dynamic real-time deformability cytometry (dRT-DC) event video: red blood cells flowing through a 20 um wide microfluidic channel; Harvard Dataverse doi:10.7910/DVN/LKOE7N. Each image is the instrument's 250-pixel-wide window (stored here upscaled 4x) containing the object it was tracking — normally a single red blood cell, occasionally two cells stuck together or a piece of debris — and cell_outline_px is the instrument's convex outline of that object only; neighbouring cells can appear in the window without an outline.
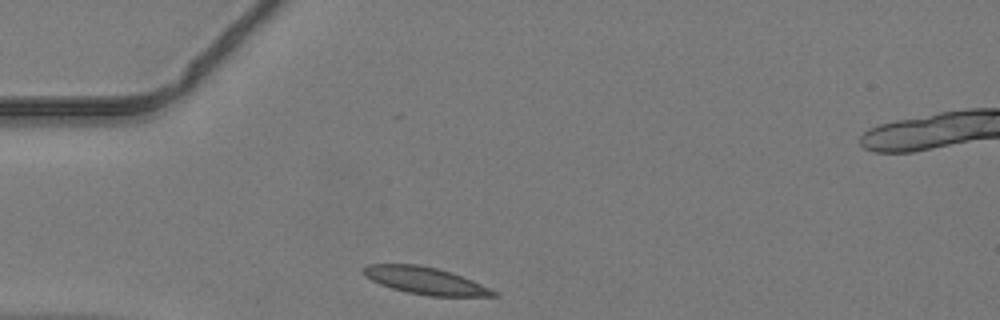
{"species": "common noctule bat (a hibernating species)", "species_latin": "Nyctalus noctula", "temperature_condition": "warm", "stored_images_in_passage": 35, "camera_frame_rate_fps": 3000, "um_per_image_px": 0.085, "animal": {"sex": "male", "body_mass_g": 19.2, "forearm_length_mm": 51.8}, "frame": {"image": 1, "passage_image": 1, "time_ms": 0.0, "image_size_px": [1000, 320], "cell_outline_px": [[500, 296], [428, 296], [408, 292], [392, 288], [380, 284], [364, 276], [364, 268], [368, 264], [420, 264], [452, 272], [472, 280], [500, 292]], "centroid_in_image_um": [36.21, 23.86], "position_along_channel_um": 48.8, "area_um2": 20.58}}
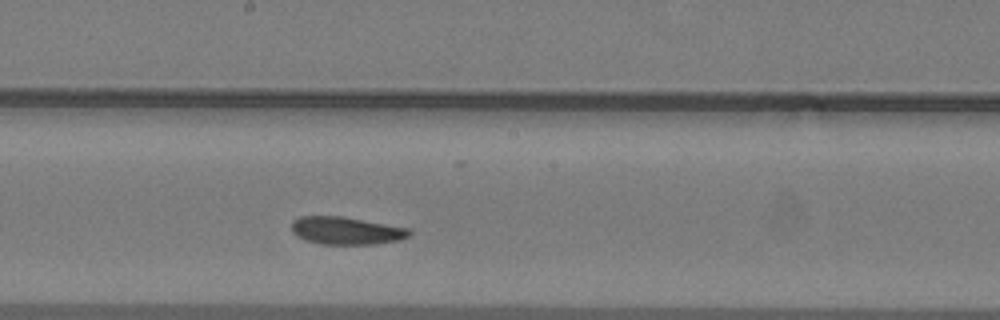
{"frame": {"image": 2, "passage_image": 14, "time_ms": 4.333, "image_size_px": [1000, 320], "cell_outline_px": [[412, 232], [408, 236], [400, 240], [376, 244], [320, 244], [304, 240], [296, 236], [292, 232], [292, 220], [300, 216], [340, 216], [412, 228]], "centroid_in_image_um": [29.43, 19.61], "position_along_channel_um": 218.8, "area_um2": 19.19}}
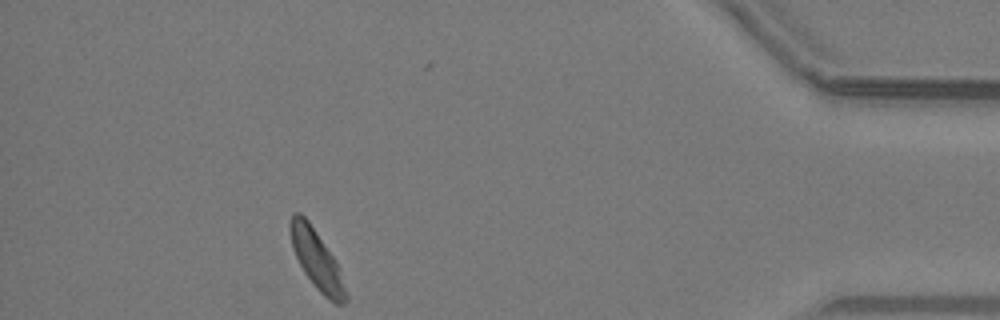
{"frame": {"image": 3, "passage_image": 31, "time_ms": 10.0, "image_size_px": [1000, 320], "cell_outline_px": [[348, 300], [344, 304], [336, 304], [328, 300], [316, 288], [304, 272], [292, 248], [288, 228], [288, 224], [292, 212], [300, 212], [308, 220], [332, 256], [336, 264], [348, 296]], "centroid_in_image_um": [26.87, 22.06], "position_along_channel_um": 408.3, "area_um2": 18.84}}